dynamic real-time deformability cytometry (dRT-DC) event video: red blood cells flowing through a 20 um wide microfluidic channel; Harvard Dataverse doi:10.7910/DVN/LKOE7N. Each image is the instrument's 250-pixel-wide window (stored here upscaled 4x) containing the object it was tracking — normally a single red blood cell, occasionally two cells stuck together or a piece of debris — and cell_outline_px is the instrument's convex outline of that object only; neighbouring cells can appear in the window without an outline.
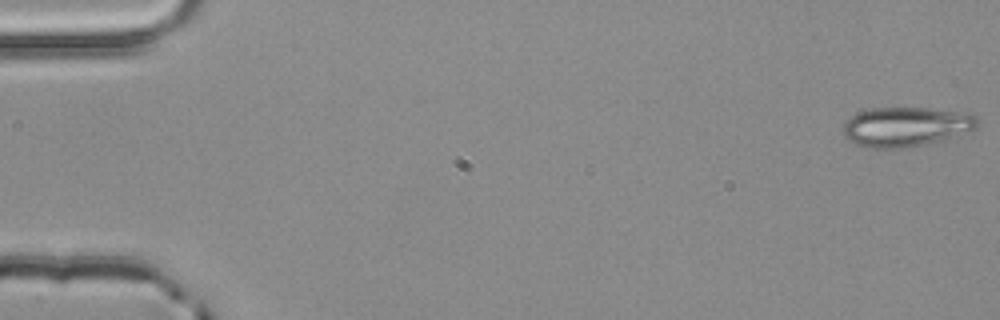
{"species": "common noctule bat (a hibernating species)", "species_latin": "Nyctalus noctula", "temperature_condition": "room temperature", "stored_images_in_passage": 5, "camera_frame_rate_fps": 3000, "um_per_image_px": 0.085, "animal": {"sex": "male", "body_mass_g": 20.4}, "frame": {"image": 1, "passage_image": 1, "time_ms": 0.0, "image_size_px": [1000, 320], "cell_outline_px": [[980, 124], [976, 128], [944, 140], [904, 148], [864, 148], [848, 140], [844, 136], [840, 128], [852, 116], [868, 108], [928, 108], [964, 112], [976, 116]], "centroid_in_image_um": [76.98, 10.78], "position_along_channel_um": 8.0, "area_um2": 31.15}}
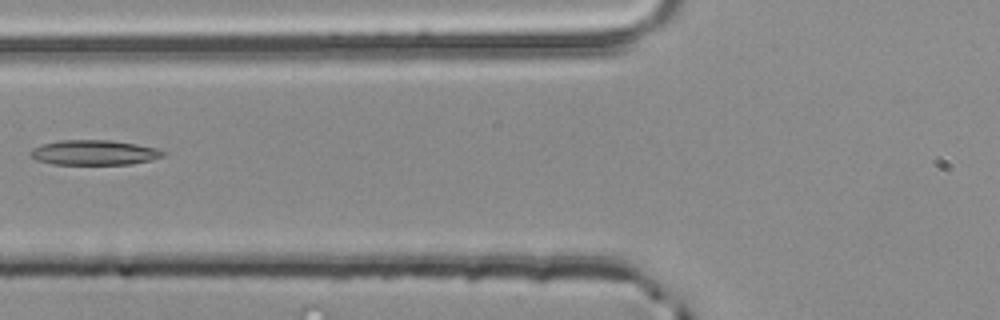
{"frame": {"image": 2, "passage_image": 5, "time_ms": 1.333, "image_size_px": [1000, 320], "cell_outline_px": [[164, 156], [152, 160], [132, 164], [52, 164], [36, 160], [28, 152], [32, 148], [44, 144], [60, 140], [112, 140], [136, 144], [156, 148], [164, 152]], "centroid_in_image_um": [8.0, 12.97], "position_along_channel_um": 117.8, "area_um2": 19.25}}